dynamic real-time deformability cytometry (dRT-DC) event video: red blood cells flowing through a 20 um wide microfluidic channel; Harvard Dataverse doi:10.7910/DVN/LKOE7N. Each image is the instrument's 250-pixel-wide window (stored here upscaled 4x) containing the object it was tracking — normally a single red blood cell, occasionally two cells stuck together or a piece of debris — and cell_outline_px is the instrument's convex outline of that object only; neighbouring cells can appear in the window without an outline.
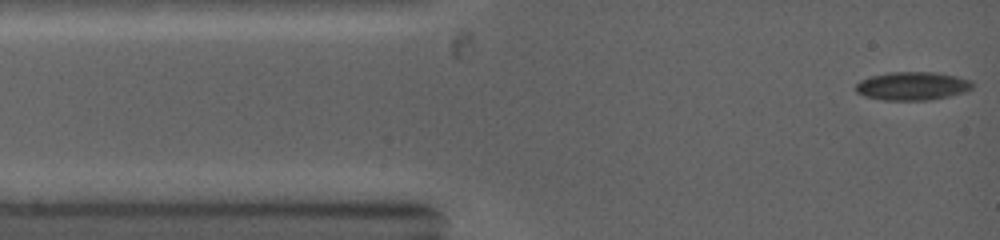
{"species": "common noctule bat (a hibernating species)", "species_latin": "Nyctalus noctula", "temperature_condition": "warm", "stored_images_in_passage": 39, "camera_frame_rate_fps": 5000, "um_per_image_px": 0.085, "animal": {"sex": "female", "body_mass_g": 19.0, "forearm_length_mm": 53.3}, "frame": {"image": 1, "passage_image": 1, "time_ms": 0.0, "image_size_px": [1000, 240], "cell_outline_px": [[972, 88], [964, 92], [948, 96], [928, 100], [884, 100], [864, 96], [856, 92], [856, 84], [860, 80], [868, 76], [888, 72], [936, 72], [956, 76], [972, 80]], "centroid_in_image_um": [77.52, 7.3], "position_along_channel_um": 7.5, "area_um2": 19.36}}
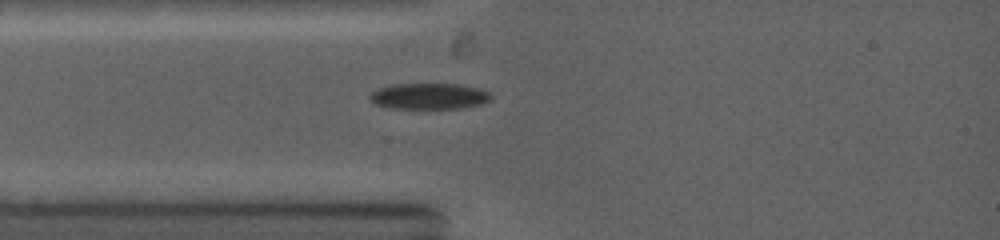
{"frame": {"image": 2, "passage_image": 16, "time_ms": 2.2, "image_size_px": [1000, 240], "cell_outline_px": [[492, 96], [488, 100], [480, 104], [460, 108], [388, 108], [376, 104], [368, 96], [372, 92], [388, 84], [460, 84], [492, 92]], "centroid_in_image_um": [36.46, 8.17], "position_along_channel_um": 48.5, "area_um2": 18.26}}